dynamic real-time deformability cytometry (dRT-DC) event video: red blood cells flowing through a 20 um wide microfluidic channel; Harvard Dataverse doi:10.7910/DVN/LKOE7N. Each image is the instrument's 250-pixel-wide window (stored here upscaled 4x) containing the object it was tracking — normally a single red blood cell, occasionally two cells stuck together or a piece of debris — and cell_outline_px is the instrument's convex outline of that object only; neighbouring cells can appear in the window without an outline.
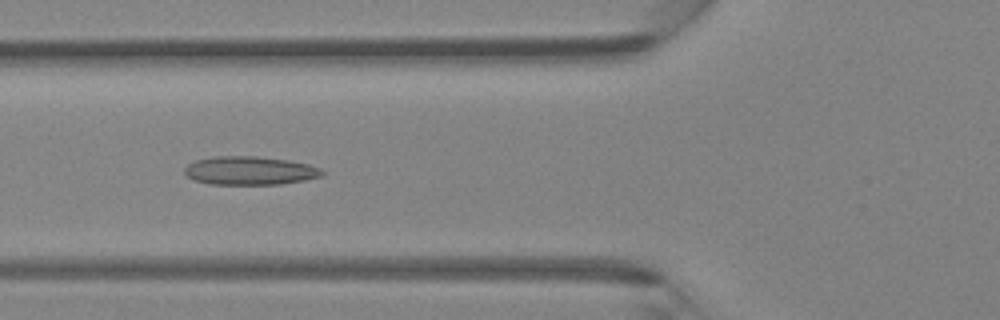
{"species": "Egyptian fruit bat (a non-hibernating species)", "species_latin": "Rousettus aegyptiacus", "temperature_condition": "room temperature", "stored_images_in_passage": 45, "camera_frame_rate_fps": 3000, "um_per_image_px": 0.085, "animal": {"sex": "female"}, "frame": {"image": 1, "passage_image": 17, "time_ms": 5.333, "image_size_px": [1000, 320], "cell_outline_px": [[324, 172], [320, 176], [304, 180], [280, 184], [212, 184], [192, 180], [184, 176], [184, 168], [188, 164], [196, 160], [212, 156], [256, 156], [288, 160], [308, 164], [320, 168]], "centroid_in_image_um": [21.17, 14.5], "position_along_channel_um": 104.6, "area_um2": 22.89}}
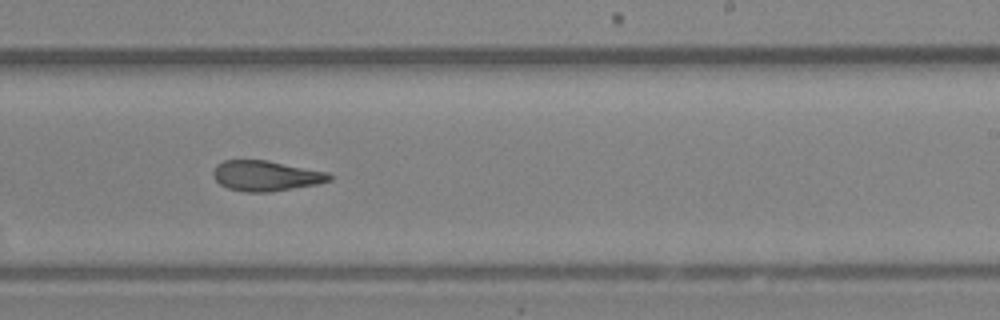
{"frame": {"image": 2, "passage_image": 28, "time_ms": 9.0, "image_size_px": [1000, 320], "cell_outline_px": [[332, 180], [316, 184], [272, 192], [248, 192], [228, 188], [220, 184], [216, 180], [212, 172], [216, 164], [224, 160], [268, 160], [328, 172], [332, 176]], "centroid_in_image_um": [22.6, 14.94], "position_along_channel_um": 266.4, "area_um2": 20.58}}
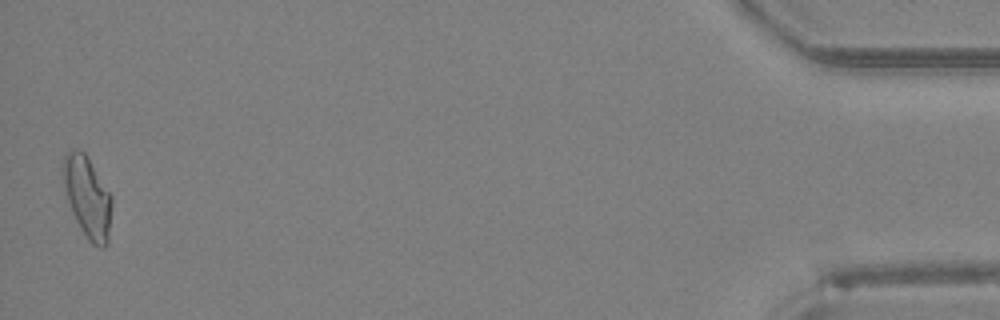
{"frame": {"image": 3, "passage_image": 45, "time_ms": 14.667, "image_size_px": [1000, 320], "cell_outline_px": [[112, 204], [108, 244], [104, 248], [100, 248], [92, 244], [88, 240], [80, 228], [72, 212], [64, 188], [60, 168], [64, 156], [72, 148], [76, 148], [84, 152], [112, 196]], "centroid_in_image_um": [7.42, 16.75], "position_along_channel_um": 427.8, "area_um2": 23.29}}